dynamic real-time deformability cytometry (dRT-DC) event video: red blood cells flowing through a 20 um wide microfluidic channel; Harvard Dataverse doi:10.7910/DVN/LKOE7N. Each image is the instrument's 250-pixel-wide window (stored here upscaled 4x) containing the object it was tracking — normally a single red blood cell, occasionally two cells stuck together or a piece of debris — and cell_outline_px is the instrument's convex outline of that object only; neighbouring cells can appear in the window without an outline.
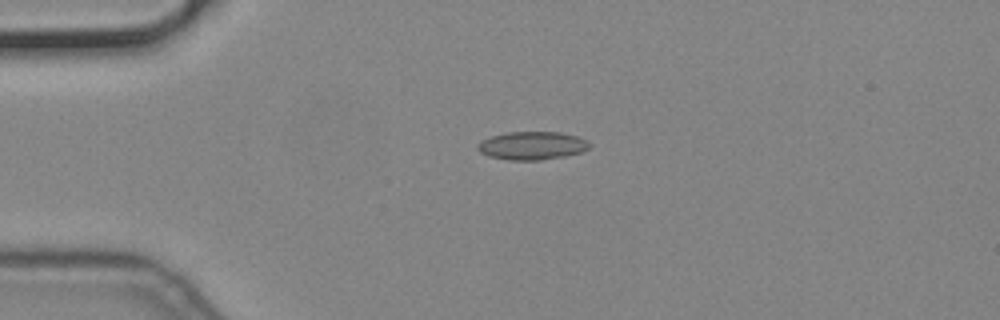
{"species": "common noctule bat (a hibernating species)", "species_latin": "Nyctalus noctula", "temperature_condition": "cold", "stored_images_in_passage": 46, "camera_frame_rate_fps": 3000, "um_per_image_px": 0.085, "animal": {"sex": "male", "body_mass_g": 19.2, "forearm_length_mm": 51.8}, "frame": {"image": 1, "passage_image": 3, "time_ms": 0.667, "image_size_px": [1000, 320], "cell_outline_px": [[592, 144], [588, 148], [580, 152], [564, 156], [540, 160], [508, 160], [488, 156], [480, 152], [476, 148], [476, 144], [480, 140], [492, 136], [508, 132], [560, 132], [576, 136], [588, 140]], "centroid_in_image_um": [45.2, 12.38], "position_along_channel_um": 39.8, "area_um2": 18.44}}
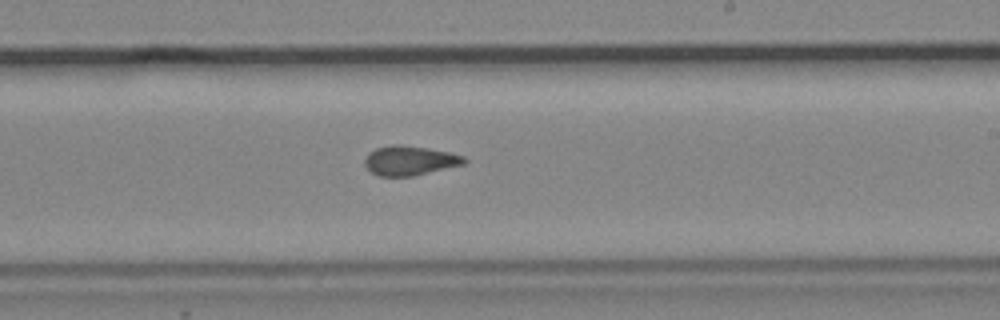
{"frame": {"image": 2, "passage_image": 23, "time_ms": 7.333, "image_size_px": [1000, 320], "cell_outline_px": [[468, 160], [464, 164], [412, 176], [380, 176], [372, 172], [364, 164], [364, 160], [368, 152], [376, 148], [392, 144], [400, 144], [428, 148], [448, 152], [464, 156]], "centroid_in_image_um": [34.81, 13.63], "position_along_channel_um": 254.2, "area_um2": 17.05}}
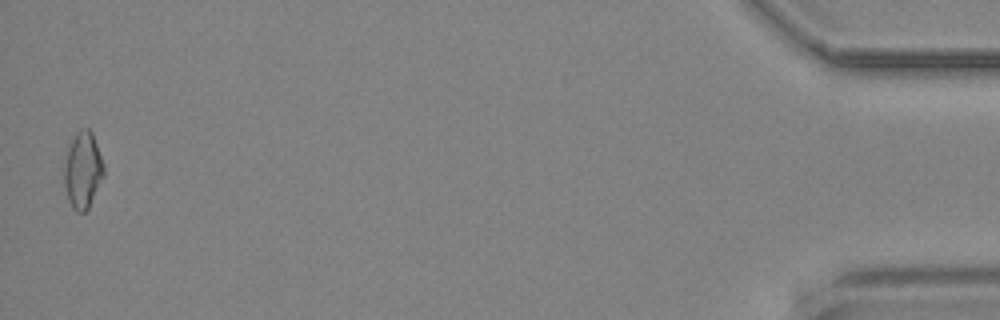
{"frame": {"image": 3, "passage_image": 45, "time_ms": 14.667, "image_size_px": [1000, 320], "cell_outline_px": [[104, 176], [88, 208], [84, 212], [76, 212], [72, 208], [68, 200], [64, 184], [64, 164], [68, 148], [76, 132], [80, 128], [88, 128], [92, 132], [104, 164]], "centroid_in_image_um": [7.04, 14.46], "position_along_channel_um": 428.2, "area_um2": 17.69}}